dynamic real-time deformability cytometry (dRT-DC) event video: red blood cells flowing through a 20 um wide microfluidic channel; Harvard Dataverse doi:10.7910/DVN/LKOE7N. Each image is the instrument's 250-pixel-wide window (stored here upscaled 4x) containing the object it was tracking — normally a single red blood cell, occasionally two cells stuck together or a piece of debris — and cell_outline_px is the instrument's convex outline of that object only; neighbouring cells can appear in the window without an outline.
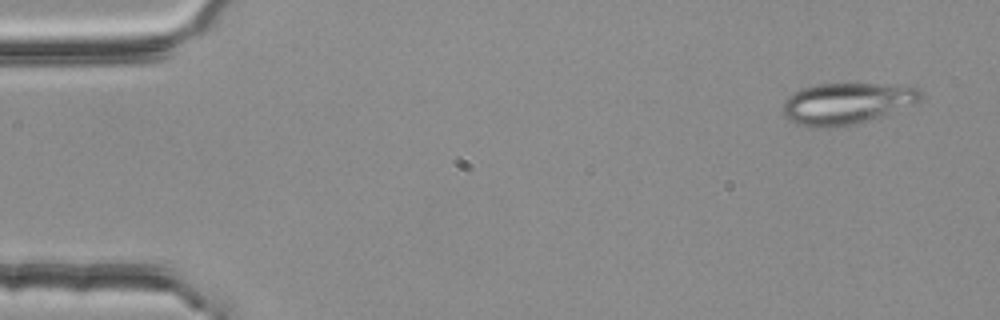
{"species": "common noctule bat (a hibernating species)", "species_latin": "Nyctalus noctula", "temperature_condition": "room temperature", "stored_images_in_passage": 3, "camera_frame_rate_fps": 3000, "um_per_image_px": 0.085, "animal": {"sex": "female", "body_mass_g": 25.1}, "frame": {"image": 1, "passage_image": 1, "time_ms": 0.0, "image_size_px": [1000, 320], "cell_outline_px": [[924, 96], [916, 104], [880, 116], [848, 124], [824, 128], [796, 124], [788, 120], [784, 116], [784, 100], [788, 96], [800, 88], [816, 84], [876, 84], [920, 88], [924, 92]], "centroid_in_image_um": [71.96, 8.77], "position_along_channel_um": 13.0, "area_um2": 32.83}}